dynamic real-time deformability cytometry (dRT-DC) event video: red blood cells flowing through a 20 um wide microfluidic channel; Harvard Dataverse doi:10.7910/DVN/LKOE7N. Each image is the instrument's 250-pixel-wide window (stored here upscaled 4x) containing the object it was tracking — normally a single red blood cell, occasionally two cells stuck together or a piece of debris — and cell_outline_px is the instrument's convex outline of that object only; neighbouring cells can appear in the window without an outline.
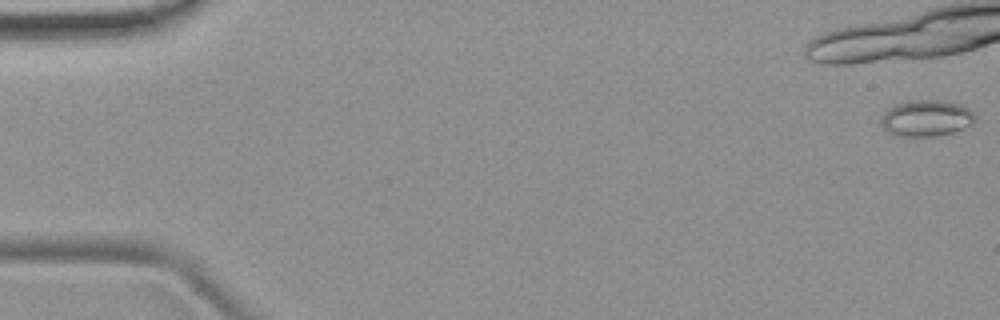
{"species": "common noctule bat (a hibernating species)", "species_latin": "Nyctalus noctula", "temperature_condition": "room temperature", "stored_images_in_passage": 10, "camera_frame_rate_fps": 3000, "um_per_image_px": 0.085, "animal": {"sex": "female", "body_mass_g": 19.9}, "frame": {"image": 1, "passage_image": 1, "time_ms": 0.0, "image_size_px": [1000, 320], "cell_outline_px": [[976, 120], [972, 124], [964, 128], [952, 132], [936, 136], [904, 136], [888, 132], [880, 124], [880, 120], [884, 112], [888, 108], [896, 104], [908, 100], [940, 100], [960, 104], [968, 108], [976, 116]], "centroid_in_image_um": [78.74, 10.03], "position_along_channel_um": 6.3, "area_um2": 19.94}}